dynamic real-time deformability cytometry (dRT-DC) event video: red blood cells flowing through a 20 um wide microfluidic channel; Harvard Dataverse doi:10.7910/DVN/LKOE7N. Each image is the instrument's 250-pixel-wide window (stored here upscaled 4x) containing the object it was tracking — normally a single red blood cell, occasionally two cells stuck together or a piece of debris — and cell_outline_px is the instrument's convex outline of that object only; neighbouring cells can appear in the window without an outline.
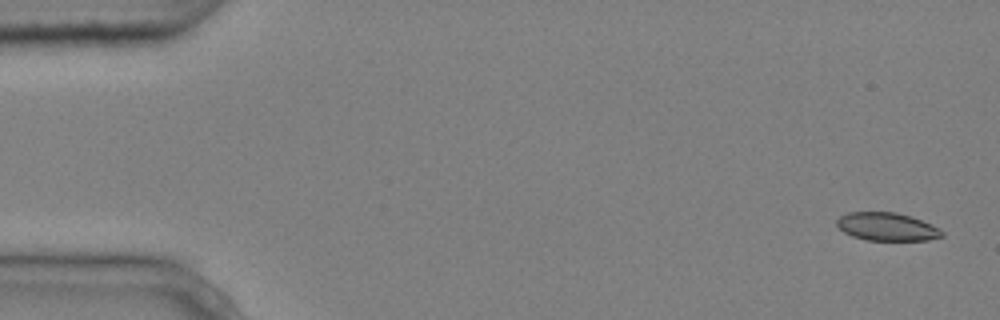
{"species": "common noctule bat (a hibernating species)", "species_latin": "Nyctalus noctula", "temperature_condition": "cold", "stored_images_in_passage": 5, "camera_frame_rate_fps": 3000, "um_per_image_px": 0.085, "animal": {"sex": "male", "body_mass_g": 20.4}, "frame": {"image": 1, "passage_image": 1, "time_ms": 0.0, "image_size_px": [1000, 320], "cell_outline_px": [[944, 236], [928, 240], [868, 240], [852, 236], [844, 232], [836, 224], [836, 220], [840, 216], [848, 212], [896, 212], [912, 216], [932, 224], [940, 228], [944, 232]], "centroid_in_image_um": [75.42, 19.26], "position_along_channel_um": 9.6, "area_um2": 17.34}}
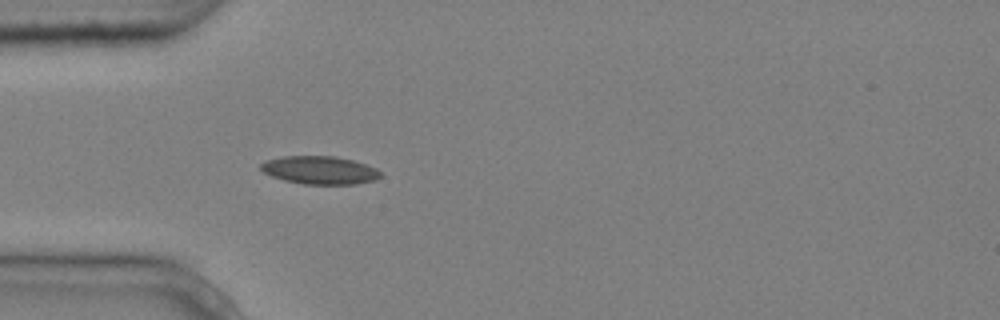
{"frame": {"image": 2, "passage_image": 5, "time_ms": 1.333, "image_size_px": [1000, 320], "cell_outline_px": [[380, 176], [376, 180], [356, 184], [304, 184], [284, 180], [272, 176], [264, 172], [260, 168], [260, 164], [264, 160], [284, 156], [336, 156], [352, 160], [376, 168], [380, 172]], "centroid_in_image_um": [27.16, 14.46], "position_along_channel_um": 57.8, "area_um2": 19.54}}